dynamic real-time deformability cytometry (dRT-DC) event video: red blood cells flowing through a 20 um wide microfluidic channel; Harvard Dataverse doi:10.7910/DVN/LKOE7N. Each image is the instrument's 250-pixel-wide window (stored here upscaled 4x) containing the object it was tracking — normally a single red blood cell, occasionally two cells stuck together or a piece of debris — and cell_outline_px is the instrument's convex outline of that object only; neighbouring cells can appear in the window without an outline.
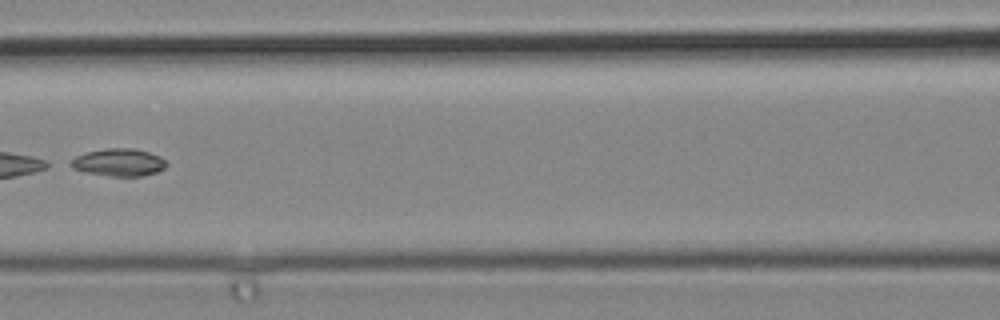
{"species": "common noctule bat (a hibernating species)", "species_latin": "Nyctalus noctula", "temperature_condition": "cold", "stored_images_in_passage": 4, "camera_frame_rate_fps": 3000, "um_per_image_px": 0.085, "animal": {"sex": "male", "body_mass_g": 19.2, "forearm_length_mm": 51.8}, "frame": {"image": 1, "passage_image": 3, "time_ms": 0.667, "image_size_px": [1000, 320], "cell_outline_px": [[168, 164], [164, 168], [156, 172], [140, 176], [112, 176], [88, 172], [72, 168], [64, 164], [76, 156], [88, 152], [108, 148], [132, 148], [148, 152], [160, 156]], "centroid_in_image_um": [10.06, 13.8], "position_along_channel_um": 156.5, "area_um2": 15.26}}
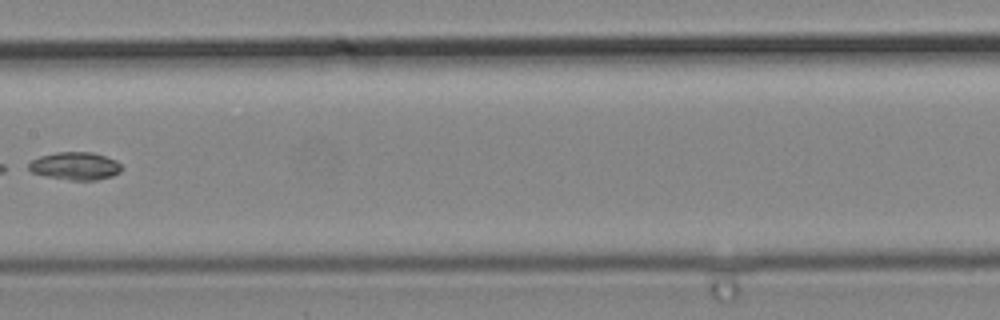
{"frame": {"image": 2, "passage_image": 4, "time_ms": 1.0, "image_size_px": [1000, 320], "cell_outline_px": [[124, 168], [120, 172], [112, 176], [96, 180], [72, 180], [48, 176], [32, 172], [28, 168], [28, 164], [32, 160], [40, 156], [56, 152], [92, 152], [116, 160]], "centroid_in_image_um": [6.42, 14.1], "position_along_channel_um": 201.0, "area_um2": 14.97}}